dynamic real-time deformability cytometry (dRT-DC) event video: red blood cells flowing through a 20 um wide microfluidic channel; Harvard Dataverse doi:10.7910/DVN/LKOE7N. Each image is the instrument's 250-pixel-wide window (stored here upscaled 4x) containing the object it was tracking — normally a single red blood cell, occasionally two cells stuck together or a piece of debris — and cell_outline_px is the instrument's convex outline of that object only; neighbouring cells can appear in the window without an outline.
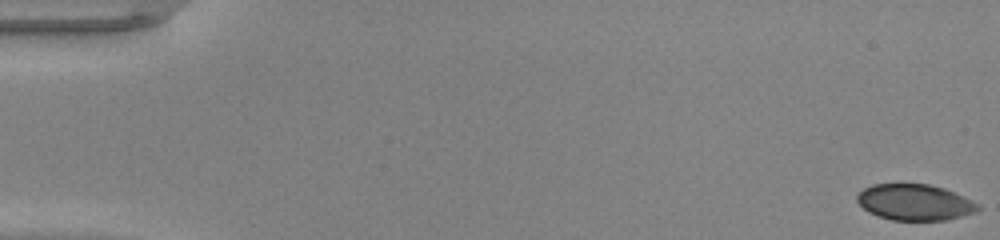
{"species": "common noctule bat (a hibernating species)", "species_latin": "Nyctalus noctula", "temperature_condition": "warm", "stored_images_in_passage": 48, "camera_frame_rate_fps": 3000, "um_per_image_px": 0.085, "animal": {"sex": "male", "body_mass_g": 20.0, "forearm_length_mm": 53.3}, "frame": {"image": 1, "passage_image": 1, "time_ms": 0.0, "image_size_px": [1000, 240], "cell_outline_px": [[980, 208], [976, 212], [944, 220], [892, 220], [868, 212], [856, 200], [856, 196], [864, 188], [872, 184], [928, 184], [944, 188], [980, 204]], "centroid_in_image_um": [77.74, 17.19], "position_along_channel_um": 7.3, "area_um2": 25.2}}
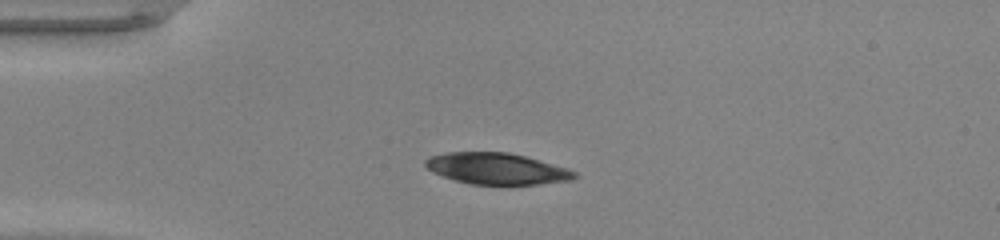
{"frame": {"image": 2, "passage_image": 13, "time_ms": 4.0, "image_size_px": [1000, 240], "cell_outline_px": [[576, 176], [572, 180], [536, 184], [472, 184], [456, 180], [432, 172], [424, 168], [424, 160], [428, 156], [448, 152], [508, 152], [524, 156], [568, 168], [576, 172]], "centroid_in_image_um": [42.17, 14.32], "position_along_channel_um": 42.8, "area_um2": 27.11}}